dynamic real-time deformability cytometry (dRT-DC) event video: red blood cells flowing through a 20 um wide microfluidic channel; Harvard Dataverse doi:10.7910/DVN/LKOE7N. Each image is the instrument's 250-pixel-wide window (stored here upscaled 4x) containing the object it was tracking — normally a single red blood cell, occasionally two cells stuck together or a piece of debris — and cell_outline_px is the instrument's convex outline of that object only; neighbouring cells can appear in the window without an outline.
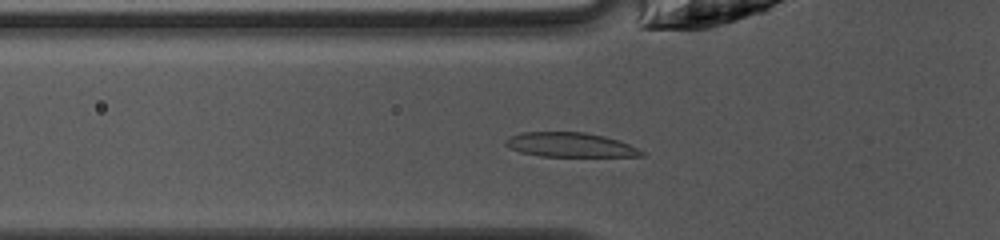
{"species": "common noctule bat (a hibernating species)", "species_latin": "Nyctalus noctula", "temperature_condition": "warm", "stored_images_in_passage": 34, "camera_frame_rate_fps": 3000, "um_per_image_px": 0.085, "animal": {"sex": "female", "body_mass_g": 10.0, "forearm_length_mm": 53.1}, "frame": {"image": 1, "passage_image": 3, "time_ms": 0.667, "image_size_px": [1000, 240], "cell_outline_px": [[648, 156], [540, 156], [520, 152], [508, 148], [504, 144], [504, 140], [508, 136], [524, 132], [584, 132], [604, 136], [620, 140], [648, 152]], "centroid_in_image_um": [48.49, 12.31], "position_along_channel_um": 77.3, "area_um2": 19.65}}
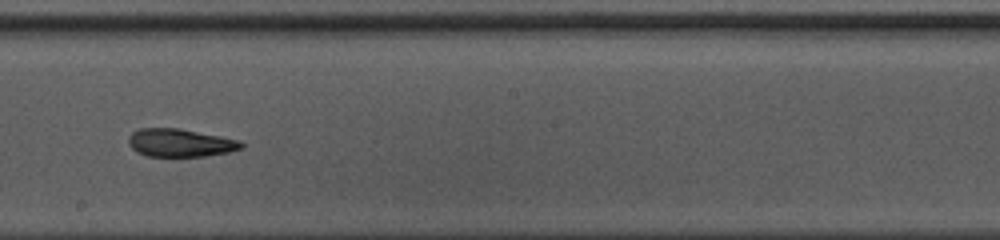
{"frame": {"image": 2, "passage_image": 14, "time_ms": 4.333, "image_size_px": [1000, 240], "cell_outline_px": [[244, 148], [228, 152], [204, 156], [148, 156], [136, 152], [128, 144], [128, 136], [132, 132], [140, 128], [180, 128], [240, 140], [244, 144]], "centroid_in_image_um": [15.31, 12.13], "position_along_channel_um": 232.9, "area_um2": 18.5}}
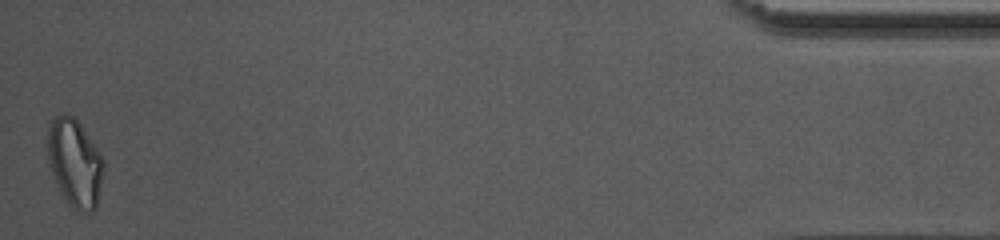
{"frame": {"image": 3, "passage_image": 34, "time_ms": 11.0, "image_size_px": [1000, 240], "cell_outline_px": [[104, 172], [96, 208], [92, 212], [80, 212], [68, 204], [60, 192], [48, 164], [48, 124], [60, 112], [64, 112], [72, 116], [80, 124], [104, 160]], "centroid_in_image_um": [6.35, 13.86], "position_along_channel_um": 428.8, "area_um2": 28.73}, "authors_computed_cell_mechanics": {"area_um2": 19.3052, "velocity_mm_per_s": 4.2108, "shape_relaxation_time_tau1_ms": 4.1297, "shape_relaxation_time_tau2_ms": 3.5202, "deformation_change_tau1": 0.1555, "deformation_change_tau2": 0.0892}}